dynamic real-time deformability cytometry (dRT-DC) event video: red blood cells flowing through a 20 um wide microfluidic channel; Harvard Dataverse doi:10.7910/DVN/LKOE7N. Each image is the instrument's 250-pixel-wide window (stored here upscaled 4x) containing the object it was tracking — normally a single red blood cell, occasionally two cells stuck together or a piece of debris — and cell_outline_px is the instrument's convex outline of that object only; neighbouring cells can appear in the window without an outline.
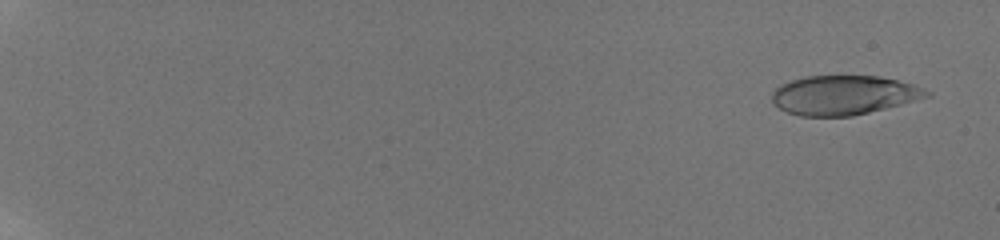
{"species": "human", "species_latin": "Homo sapiens", "temperature_condition": "room temperature", "stored_images_in_passage": 53, "camera_frame_rate_fps": 3000, "um_per_image_px": 0.085, "donor": {"sex": "male"}, "frame": {"image": 1, "passage_image": 3, "time_ms": 0.667, "image_size_px": [1000, 240], "cell_outline_px": [[932, 96], [852, 116], [800, 116], [788, 112], [772, 104], [772, 92], [780, 84], [804, 76], [876, 76], [896, 80], [912, 84], [924, 88], [932, 92]], "centroid_in_image_um": [71.7, 8.08], "position_along_channel_um": 13.3, "area_um2": 35.32}}
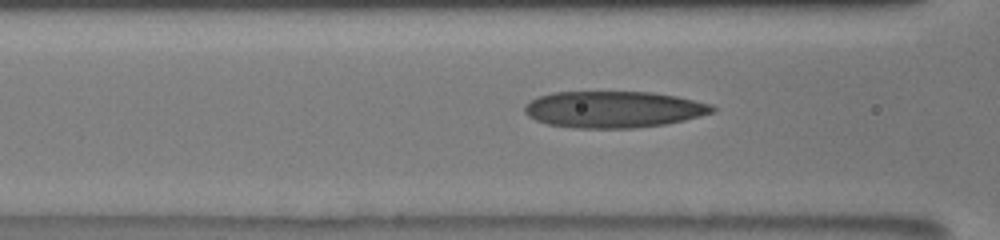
{"frame": {"image": 2, "passage_image": 24, "time_ms": 9.0, "image_size_px": [1000, 240], "cell_outline_px": [[716, 112], [684, 120], [664, 124], [636, 128], [572, 128], [548, 124], [536, 120], [528, 116], [524, 112], [524, 108], [532, 100], [540, 96], [552, 92], [652, 92], [676, 96], [712, 104], [716, 108]], "centroid_in_image_um": [52.18, 9.3], "position_along_channel_um": 114.4, "area_um2": 40.0}}
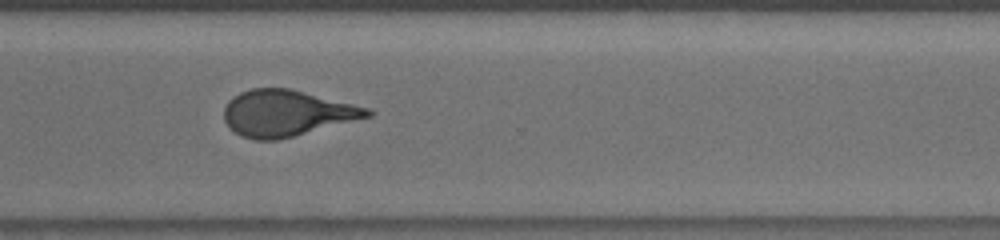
{"frame": {"image": 3, "passage_image": 42, "time_ms": 15.0, "image_size_px": [1000, 240], "cell_outline_px": [[376, 112], [372, 116], [276, 140], [256, 140], [244, 136], [228, 128], [224, 120], [224, 108], [228, 100], [232, 96], [240, 92], [252, 88], [288, 88], [368, 108]], "centroid_in_image_um": [24.32, 9.61], "position_along_channel_um": 346.3, "area_um2": 38.15}, "authors_computed_cell_mechanics": {"area_um2": 38.0324, "velocity_mm_per_s": 3.8608, "shape_relaxation_time_tau1_ms": 5.7425, "shape_relaxation_time_tau2_ms": 1.5302, "deformation_change_tau1": 0.2245, "deformation_change_tau2": 0.1144}}